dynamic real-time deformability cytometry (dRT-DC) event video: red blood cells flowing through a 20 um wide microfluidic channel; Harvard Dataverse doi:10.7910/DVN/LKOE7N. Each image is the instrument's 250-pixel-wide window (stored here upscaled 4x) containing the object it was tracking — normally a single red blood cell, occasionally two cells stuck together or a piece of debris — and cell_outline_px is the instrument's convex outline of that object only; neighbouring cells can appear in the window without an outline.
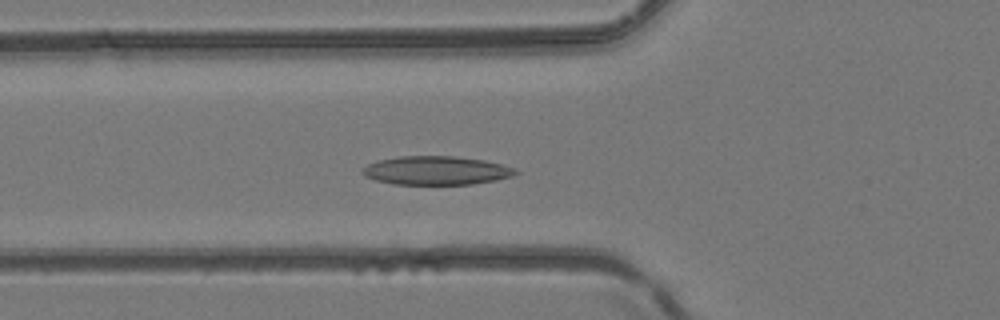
{"species": "common noctule bat (a hibernating species)", "species_latin": "Nyctalus noctula", "temperature_condition": "room temperature", "stored_images_in_passage": 41, "camera_frame_rate_fps": 3000, "um_per_image_px": 0.085, "animal": {"sex": "female", "body_mass_g": 24.6, "forearm_length_mm": 56.2}, "frame": {"image": 1, "passage_image": 14, "time_ms": 4.333, "image_size_px": [1000, 320], "cell_outline_px": [[520, 172], [512, 176], [496, 180], [472, 184], [392, 184], [376, 180], [364, 176], [360, 172], [368, 164], [380, 160], [396, 156], [452, 156], [484, 160], [516, 168]], "centroid_in_image_um": [37.08, 14.49], "position_along_channel_um": 88.7, "area_um2": 25.55}}
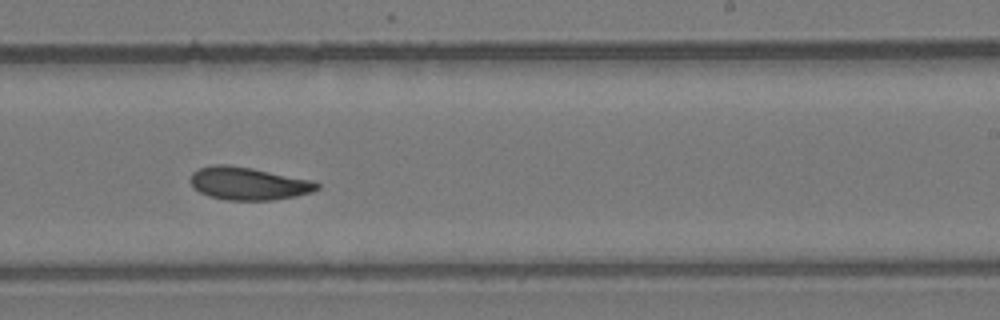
{"frame": {"image": 2, "passage_image": 25, "time_ms": 8.0, "image_size_px": [1000, 320], "cell_outline_px": [[320, 188], [312, 192], [296, 196], [272, 200], [228, 200], [208, 196], [192, 188], [188, 180], [192, 172], [200, 168], [212, 164], [228, 164], [252, 168], [312, 180], [320, 184]], "centroid_in_image_um": [21.07, 15.59], "position_along_channel_um": 267.9, "area_um2": 24.45}}
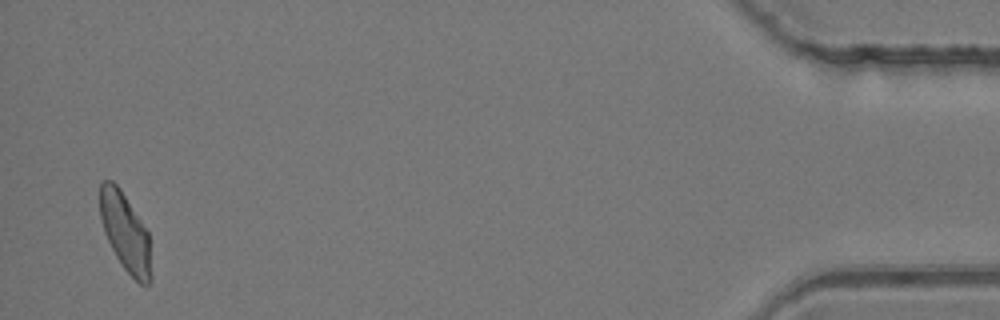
{"frame": {"image": 3, "passage_image": 40, "time_ms": 13.0, "image_size_px": [1000, 320], "cell_outline_px": [[152, 280], [148, 284], [140, 284], [124, 268], [116, 256], [104, 232], [100, 216], [100, 184], [104, 180], [112, 180], [120, 188], [148, 232], [152, 276]], "centroid_in_image_um": [10.66, 19.75], "position_along_channel_um": 424.5, "area_um2": 23.12}}